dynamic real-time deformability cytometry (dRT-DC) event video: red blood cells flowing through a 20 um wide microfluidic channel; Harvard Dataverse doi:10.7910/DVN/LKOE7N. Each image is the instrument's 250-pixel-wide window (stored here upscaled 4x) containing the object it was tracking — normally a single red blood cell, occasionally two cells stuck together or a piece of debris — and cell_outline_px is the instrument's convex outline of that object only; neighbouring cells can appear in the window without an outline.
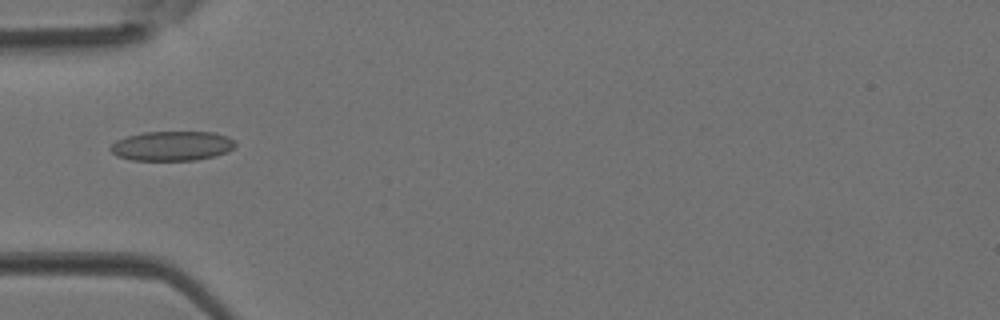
{"species": "Egyptian fruit bat (a non-hibernating species)", "species_latin": "Rousettus aegyptiacus", "temperature_condition": "room temperature", "stored_images_in_passage": 3, "camera_frame_rate_fps": 3000, "um_per_image_px": 0.085, "animal": {"sex": "female"}, "frame": {"image": 1, "passage_image": 3, "time_ms": 0.667, "image_size_px": [1000, 320], "cell_outline_px": [[236, 144], [228, 152], [216, 156], [196, 160], [132, 160], [116, 156], [108, 148], [116, 140], [128, 136], [144, 132], [212, 132], [228, 136], [236, 140]], "centroid_in_image_um": [14.64, 12.4], "position_along_channel_um": 70.4, "area_um2": 21.68}}